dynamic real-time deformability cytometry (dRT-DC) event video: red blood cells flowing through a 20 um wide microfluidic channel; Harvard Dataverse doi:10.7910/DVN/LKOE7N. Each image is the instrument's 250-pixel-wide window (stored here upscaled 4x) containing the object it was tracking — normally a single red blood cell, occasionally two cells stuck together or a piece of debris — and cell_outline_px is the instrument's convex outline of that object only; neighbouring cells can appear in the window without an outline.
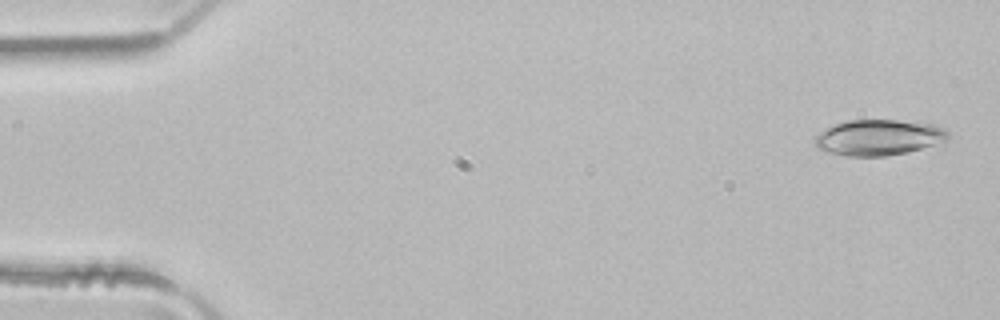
{"species": "common noctule bat (a hibernating species)", "species_latin": "Nyctalus noctula", "temperature_condition": "room temperature", "stored_images_in_passage": 4, "camera_frame_rate_fps": 3000, "um_per_image_px": 0.085, "animal": {"sex": "male", "body_mass_g": 21.5, "forearm_length_mm": 52.0}, "frame": {"image": 1, "passage_image": 1, "time_ms": 0.0, "image_size_px": [1000, 320], "cell_outline_px": [[952, 136], [948, 140], [908, 152], [888, 156], [848, 156], [828, 152], [816, 148], [812, 140], [824, 128], [848, 120], [896, 120], [932, 124], [948, 132]], "centroid_in_image_um": [74.65, 11.69], "position_along_channel_um": 10.4, "area_um2": 27.8}}
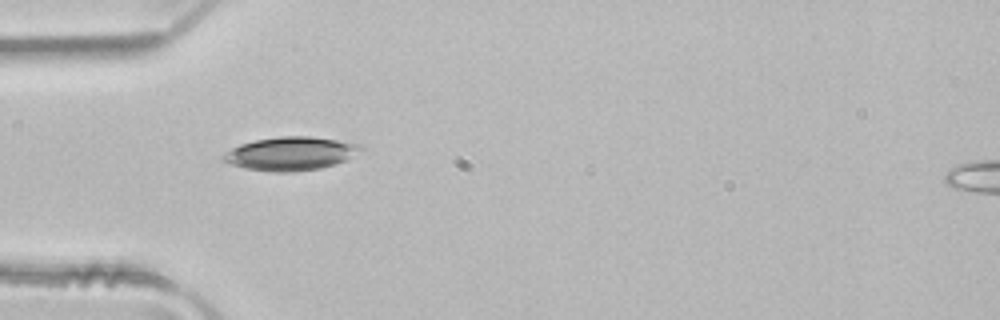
{"frame": {"image": 2, "passage_image": 4, "time_ms": 1.0, "image_size_px": [1000, 320], "cell_outline_px": [[364, 148], [344, 160], [336, 164], [320, 168], [288, 172], [276, 172], [244, 168], [220, 160], [220, 156], [232, 148], [240, 144], [256, 140], [280, 136], [312, 136], [364, 144]], "centroid_in_image_um": [24.7, 13.04], "position_along_channel_um": 60.3, "area_um2": 26.76}}